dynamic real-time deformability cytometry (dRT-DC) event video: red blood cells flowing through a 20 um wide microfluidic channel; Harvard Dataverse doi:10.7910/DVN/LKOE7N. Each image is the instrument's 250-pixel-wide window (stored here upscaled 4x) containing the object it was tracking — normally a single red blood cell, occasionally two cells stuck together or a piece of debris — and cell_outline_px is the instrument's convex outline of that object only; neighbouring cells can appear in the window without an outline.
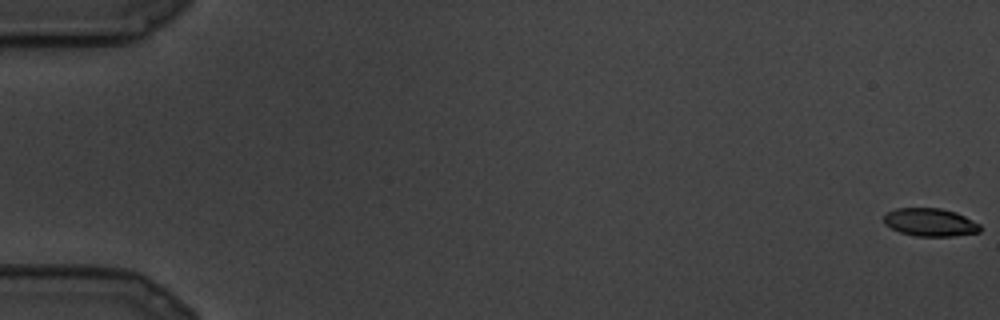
{"species": "common noctule bat (a hibernating species)", "species_latin": "Nyctalus noctula", "temperature_condition": "cold", "stored_images_in_passage": 8, "camera_frame_rate_fps": 3000, "um_per_image_px": 0.085, "animal": {"sex": "male", "body_mass_g": 19.5, "forearm_length_mm": 54.6}, "frame": {"image": 1, "passage_image": 1, "time_ms": 0.0, "image_size_px": [1000, 320], "cell_outline_px": [[980, 232], [952, 236], [916, 236], [900, 232], [884, 224], [884, 216], [888, 212], [896, 208], [940, 208], [956, 212], [980, 224]], "centroid_in_image_um": [79.06, 18.89], "position_along_channel_um": 5.9, "area_um2": 15.61}}